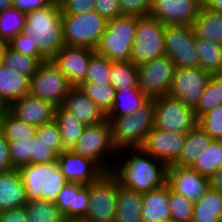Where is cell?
I'll use <instances>...</instances> for the list:
<instances>
[{
    "label": "cell",
    "mask_w": 222,
    "mask_h": 222,
    "mask_svg": "<svg viewBox=\"0 0 222 222\" xmlns=\"http://www.w3.org/2000/svg\"><path fill=\"white\" fill-rule=\"evenodd\" d=\"M23 33L32 44V57L42 62L51 59L64 46L60 3L53 1L44 9L26 13Z\"/></svg>",
    "instance_id": "obj_1"
},
{
    "label": "cell",
    "mask_w": 222,
    "mask_h": 222,
    "mask_svg": "<svg viewBox=\"0 0 222 222\" xmlns=\"http://www.w3.org/2000/svg\"><path fill=\"white\" fill-rule=\"evenodd\" d=\"M130 153V158L124 159V163L118 162L117 166L112 167L110 173L117 179L119 185L141 193L151 191L161 187L166 183L167 166L147 154L141 148L123 149Z\"/></svg>",
    "instance_id": "obj_2"
},
{
    "label": "cell",
    "mask_w": 222,
    "mask_h": 222,
    "mask_svg": "<svg viewBox=\"0 0 222 222\" xmlns=\"http://www.w3.org/2000/svg\"><path fill=\"white\" fill-rule=\"evenodd\" d=\"M106 119L110 123L112 141L118 151L141 148L154 127V99H150L131 115Z\"/></svg>",
    "instance_id": "obj_3"
},
{
    "label": "cell",
    "mask_w": 222,
    "mask_h": 222,
    "mask_svg": "<svg viewBox=\"0 0 222 222\" xmlns=\"http://www.w3.org/2000/svg\"><path fill=\"white\" fill-rule=\"evenodd\" d=\"M27 193V200L45 199L55 202L57 195L68 182L60 172L57 160L44 163H30L18 168Z\"/></svg>",
    "instance_id": "obj_4"
},
{
    "label": "cell",
    "mask_w": 222,
    "mask_h": 222,
    "mask_svg": "<svg viewBox=\"0 0 222 222\" xmlns=\"http://www.w3.org/2000/svg\"><path fill=\"white\" fill-rule=\"evenodd\" d=\"M138 18L119 16L107 20L106 30L95 52L113 62L130 61Z\"/></svg>",
    "instance_id": "obj_5"
},
{
    "label": "cell",
    "mask_w": 222,
    "mask_h": 222,
    "mask_svg": "<svg viewBox=\"0 0 222 222\" xmlns=\"http://www.w3.org/2000/svg\"><path fill=\"white\" fill-rule=\"evenodd\" d=\"M69 150L95 161L106 173L110 172L114 165L105 158L109 159L107 156L112 153L114 156L118 150L112 141L109 121L106 119L101 123L86 126L80 138Z\"/></svg>",
    "instance_id": "obj_6"
},
{
    "label": "cell",
    "mask_w": 222,
    "mask_h": 222,
    "mask_svg": "<svg viewBox=\"0 0 222 222\" xmlns=\"http://www.w3.org/2000/svg\"><path fill=\"white\" fill-rule=\"evenodd\" d=\"M64 45L96 49L107 20L95 10L79 15H62Z\"/></svg>",
    "instance_id": "obj_7"
},
{
    "label": "cell",
    "mask_w": 222,
    "mask_h": 222,
    "mask_svg": "<svg viewBox=\"0 0 222 222\" xmlns=\"http://www.w3.org/2000/svg\"><path fill=\"white\" fill-rule=\"evenodd\" d=\"M166 25L150 15L139 17L130 61L140 65L165 55L164 30Z\"/></svg>",
    "instance_id": "obj_8"
},
{
    "label": "cell",
    "mask_w": 222,
    "mask_h": 222,
    "mask_svg": "<svg viewBox=\"0 0 222 222\" xmlns=\"http://www.w3.org/2000/svg\"><path fill=\"white\" fill-rule=\"evenodd\" d=\"M198 125L193 108L181 100L164 95L154 99V127L165 131L188 133Z\"/></svg>",
    "instance_id": "obj_9"
},
{
    "label": "cell",
    "mask_w": 222,
    "mask_h": 222,
    "mask_svg": "<svg viewBox=\"0 0 222 222\" xmlns=\"http://www.w3.org/2000/svg\"><path fill=\"white\" fill-rule=\"evenodd\" d=\"M165 55L175 68L199 67L196 37L192 25H166L164 30Z\"/></svg>",
    "instance_id": "obj_10"
},
{
    "label": "cell",
    "mask_w": 222,
    "mask_h": 222,
    "mask_svg": "<svg viewBox=\"0 0 222 222\" xmlns=\"http://www.w3.org/2000/svg\"><path fill=\"white\" fill-rule=\"evenodd\" d=\"M72 87L66 76L49 59L40 65L30 79L29 93L58 107L63 104Z\"/></svg>",
    "instance_id": "obj_11"
},
{
    "label": "cell",
    "mask_w": 222,
    "mask_h": 222,
    "mask_svg": "<svg viewBox=\"0 0 222 222\" xmlns=\"http://www.w3.org/2000/svg\"><path fill=\"white\" fill-rule=\"evenodd\" d=\"M117 179L105 173L98 181L89 184V201L84 219L89 222H115Z\"/></svg>",
    "instance_id": "obj_12"
},
{
    "label": "cell",
    "mask_w": 222,
    "mask_h": 222,
    "mask_svg": "<svg viewBox=\"0 0 222 222\" xmlns=\"http://www.w3.org/2000/svg\"><path fill=\"white\" fill-rule=\"evenodd\" d=\"M174 71V63L166 55L142 63L138 65L139 87L150 99L168 95Z\"/></svg>",
    "instance_id": "obj_13"
},
{
    "label": "cell",
    "mask_w": 222,
    "mask_h": 222,
    "mask_svg": "<svg viewBox=\"0 0 222 222\" xmlns=\"http://www.w3.org/2000/svg\"><path fill=\"white\" fill-rule=\"evenodd\" d=\"M211 73L200 67L175 68L169 96L195 108L211 77Z\"/></svg>",
    "instance_id": "obj_14"
},
{
    "label": "cell",
    "mask_w": 222,
    "mask_h": 222,
    "mask_svg": "<svg viewBox=\"0 0 222 222\" xmlns=\"http://www.w3.org/2000/svg\"><path fill=\"white\" fill-rule=\"evenodd\" d=\"M186 137L187 133L165 131L153 127L147 134L141 149L168 166L179 159Z\"/></svg>",
    "instance_id": "obj_15"
},
{
    "label": "cell",
    "mask_w": 222,
    "mask_h": 222,
    "mask_svg": "<svg viewBox=\"0 0 222 222\" xmlns=\"http://www.w3.org/2000/svg\"><path fill=\"white\" fill-rule=\"evenodd\" d=\"M166 183L174 192L197 202L210 188V180L191 167L168 165Z\"/></svg>",
    "instance_id": "obj_16"
},
{
    "label": "cell",
    "mask_w": 222,
    "mask_h": 222,
    "mask_svg": "<svg viewBox=\"0 0 222 222\" xmlns=\"http://www.w3.org/2000/svg\"><path fill=\"white\" fill-rule=\"evenodd\" d=\"M201 7L202 0H152L149 15L165 25H192Z\"/></svg>",
    "instance_id": "obj_17"
},
{
    "label": "cell",
    "mask_w": 222,
    "mask_h": 222,
    "mask_svg": "<svg viewBox=\"0 0 222 222\" xmlns=\"http://www.w3.org/2000/svg\"><path fill=\"white\" fill-rule=\"evenodd\" d=\"M95 50L87 47L64 45L52 58V62L66 76L73 87L85 81L89 61Z\"/></svg>",
    "instance_id": "obj_18"
},
{
    "label": "cell",
    "mask_w": 222,
    "mask_h": 222,
    "mask_svg": "<svg viewBox=\"0 0 222 222\" xmlns=\"http://www.w3.org/2000/svg\"><path fill=\"white\" fill-rule=\"evenodd\" d=\"M60 172L68 182L89 185L98 181L106 172L93 160L64 150L57 156Z\"/></svg>",
    "instance_id": "obj_19"
},
{
    "label": "cell",
    "mask_w": 222,
    "mask_h": 222,
    "mask_svg": "<svg viewBox=\"0 0 222 222\" xmlns=\"http://www.w3.org/2000/svg\"><path fill=\"white\" fill-rule=\"evenodd\" d=\"M55 109L56 106L51 102L42 100L30 93L13 101L8 106V111L12 115L34 127L52 122Z\"/></svg>",
    "instance_id": "obj_20"
},
{
    "label": "cell",
    "mask_w": 222,
    "mask_h": 222,
    "mask_svg": "<svg viewBox=\"0 0 222 222\" xmlns=\"http://www.w3.org/2000/svg\"><path fill=\"white\" fill-rule=\"evenodd\" d=\"M89 201V185L67 182L57 195L55 204L67 219L85 218Z\"/></svg>",
    "instance_id": "obj_21"
},
{
    "label": "cell",
    "mask_w": 222,
    "mask_h": 222,
    "mask_svg": "<svg viewBox=\"0 0 222 222\" xmlns=\"http://www.w3.org/2000/svg\"><path fill=\"white\" fill-rule=\"evenodd\" d=\"M61 106L86 126L106 120V114L79 87L69 90Z\"/></svg>",
    "instance_id": "obj_22"
},
{
    "label": "cell",
    "mask_w": 222,
    "mask_h": 222,
    "mask_svg": "<svg viewBox=\"0 0 222 222\" xmlns=\"http://www.w3.org/2000/svg\"><path fill=\"white\" fill-rule=\"evenodd\" d=\"M141 218L142 222H162L171 219L167 183L142 193Z\"/></svg>",
    "instance_id": "obj_23"
},
{
    "label": "cell",
    "mask_w": 222,
    "mask_h": 222,
    "mask_svg": "<svg viewBox=\"0 0 222 222\" xmlns=\"http://www.w3.org/2000/svg\"><path fill=\"white\" fill-rule=\"evenodd\" d=\"M27 193L18 169L0 173V212L25 206Z\"/></svg>",
    "instance_id": "obj_24"
},
{
    "label": "cell",
    "mask_w": 222,
    "mask_h": 222,
    "mask_svg": "<svg viewBox=\"0 0 222 222\" xmlns=\"http://www.w3.org/2000/svg\"><path fill=\"white\" fill-rule=\"evenodd\" d=\"M142 193L127 189L118 182L115 222H142Z\"/></svg>",
    "instance_id": "obj_25"
},
{
    "label": "cell",
    "mask_w": 222,
    "mask_h": 222,
    "mask_svg": "<svg viewBox=\"0 0 222 222\" xmlns=\"http://www.w3.org/2000/svg\"><path fill=\"white\" fill-rule=\"evenodd\" d=\"M30 91V78L0 65V97L9 106Z\"/></svg>",
    "instance_id": "obj_26"
},
{
    "label": "cell",
    "mask_w": 222,
    "mask_h": 222,
    "mask_svg": "<svg viewBox=\"0 0 222 222\" xmlns=\"http://www.w3.org/2000/svg\"><path fill=\"white\" fill-rule=\"evenodd\" d=\"M150 98L140 87L118 89L114 95V102L106 118H117L131 115L138 108L145 105Z\"/></svg>",
    "instance_id": "obj_27"
},
{
    "label": "cell",
    "mask_w": 222,
    "mask_h": 222,
    "mask_svg": "<svg viewBox=\"0 0 222 222\" xmlns=\"http://www.w3.org/2000/svg\"><path fill=\"white\" fill-rule=\"evenodd\" d=\"M212 139L198 124L187 133L186 141L179 153V159L174 165L191 167L199 156L205 151Z\"/></svg>",
    "instance_id": "obj_28"
},
{
    "label": "cell",
    "mask_w": 222,
    "mask_h": 222,
    "mask_svg": "<svg viewBox=\"0 0 222 222\" xmlns=\"http://www.w3.org/2000/svg\"><path fill=\"white\" fill-rule=\"evenodd\" d=\"M192 27L196 38L206 39L222 45V12L201 7Z\"/></svg>",
    "instance_id": "obj_29"
},
{
    "label": "cell",
    "mask_w": 222,
    "mask_h": 222,
    "mask_svg": "<svg viewBox=\"0 0 222 222\" xmlns=\"http://www.w3.org/2000/svg\"><path fill=\"white\" fill-rule=\"evenodd\" d=\"M191 222H222V194L209 188L195 202Z\"/></svg>",
    "instance_id": "obj_30"
},
{
    "label": "cell",
    "mask_w": 222,
    "mask_h": 222,
    "mask_svg": "<svg viewBox=\"0 0 222 222\" xmlns=\"http://www.w3.org/2000/svg\"><path fill=\"white\" fill-rule=\"evenodd\" d=\"M54 121L56 122L61 140L66 150H69L82 135L86 125L80 122L62 106L55 109Z\"/></svg>",
    "instance_id": "obj_31"
},
{
    "label": "cell",
    "mask_w": 222,
    "mask_h": 222,
    "mask_svg": "<svg viewBox=\"0 0 222 222\" xmlns=\"http://www.w3.org/2000/svg\"><path fill=\"white\" fill-rule=\"evenodd\" d=\"M199 67L212 75L222 73V45L206 39L196 38Z\"/></svg>",
    "instance_id": "obj_32"
},
{
    "label": "cell",
    "mask_w": 222,
    "mask_h": 222,
    "mask_svg": "<svg viewBox=\"0 0 222 222\" xmlns=\"http://www.w3.org/2000/svg\"><path fill=\"white\" fill-rule=\"evenodd\" d=\"M28 222H63L64 216L55 202L45 199L28 201L25 204Z\"/></svg>",
    "instance_id": "obj_33"
},
{
    "label": "cell",
    "mask_w": 222,
    "mask_h": 222,
    "mask_svg": "<svg viewBox=\"0 0 222 222\" xmlns=\"http://www.w3.org/2000/svg\"><path fill=\"white\" fill-rule=\"evenodd\" d=\"M222 167V140H212L208 148L191 166L208 179Z\"/></svg>",
    "instance_id": "obj_34"
},
{
    "label": "cell",
    "mask_w": 222,
    "mask_h": 222,
    "mask_svg": "<svg viewBox=\"0 0 222 222\" xmlns=\"http://www.w3.org/2000/svg\"><path fill=\"white\" fill-rule=\"evenodd\" d=\"M42 63L43 62L39 58L24 55L10 49L8 46L4 51L2 59L3 65L30 79L38 71Z\"/></svg>",
    "instance_id": "obj_35"
},
{
    "label": "cell",
    "mask_w": 222,
    "mask_h": 222,
    "mask_svg": "<svg viewBox=\"0 0 222 222\" xmlns=\"http://www.w3.org/2000/svg\"><path fill=\"white\" fill-rule=\"evenodd\" d=\"M110 84L116 89L139 87L138 65L132 61L112 62Z\"/></svg>",
    "instance_id": "obj_36"
},
{
    "label": "cell",
    "mask_w": 222,
    "mask_h": 222,
    "mask_svg": "<svg viewBox=\"0 0 222 222\" xmlns=\"http://www.w3.org/2000/svg\"><path fill=\"white\" fill-rule=\"evenodd\" d=\"M78 87L105 114L110 111L116 92L111 84L82 82Z\"/></svg>",
    "instance_id": "obj_37"
},
{
    "label": "cell",
    "mask_w": 222,
    "mask_h": 222,
    "mask_svg": "<svg viewBox=\"0 0 222 222\" xmlns=\"http://www.w3.org/2000/svg\"><path fill=\"white\" fill-rule=\"evenodd\" d=\"M36 128L17 119L9 111L0 117V133L8 141L32 138L36 135Z\"/></svg>",
    "instance_id": "obj_38"
},
{
    "label": "cell",
    "mask_w": 222,
    "mask_h": 222,
    "mask_svg": "<svg viewBox=\"0 0 222 222\" xmlns=\"http://www.w3.org/2000/svg\"><path fill=\"white\" fill-rule=\"evenodd\" d=\"M25 22L26 13L15 7L0 12V41L8 43L22 33Z\"/></svg>",
    "instance_id": "obj_39"
},
{
    "label": "cell",
    "mask_w": 222,
    "mask_h": 222,
    "mask_svg": "<svg viewBox=\"0 0 222 222\" xmlns=\"http://www.w3.org/2000/svg\"><path fill=\"white\" fill-rule=\"evenodd\" d=\"M222 105V75H211L197 106L194 108L198 119L205 113Z\"/></svg>",
    "instance_id": "obj_40"
},
{
    "label": "cell",
    "mask_w": 222,
    "mask_h": 222,
    "mask_svg": "<svg viewBox=\"0 0 222 222\" xmlns=\"http://www.w3.org/2000/svg\"><path fill=\"white\" fill-rule=\"evenodd\" d=\"M112 62L105 56L94 53L89 61V66L84 82L110 84Z\"/></svg>",
    "instance_id": "obj_41"
},
{
    "label": "cell",
    "mask_w": 222,
    "mask_h": 222,
    "mask_svg": "<svg viewBox=\"0 0 222 222\" xmlns=\"http://www.w3.org/2000/svg\"><path fill=\"white\" fill-rule=\"evenodd\" d=\"M194 205L195 203L188 198L169 188V207L172 220L175 222H191Z\"/></svg>",
    "instance_id": "obj_42"
},
{
    "label": "cell",
    "mask_w": 222,
    "mask_h": 222,
    "mask_svg": "<svg viewBox=\"0 0 222 222\" xmlns=\"http://www.w3.org/2000/svg\"><path fill=\"white\" fill-rule=\"evenodd\" d=\"M8 148L10 160L14 169L32 163V138L8 141Z\"/></svg>",
    "instance_id": "obj_43"
},
{
    "label": "cell",
    "mask_w": 222,
    "mask_h": 222,
    "mask_svg": "<svg viewBox=\"0 0 222 222\" xmlns=\"http://www.w3.org/2000/svg\"><path fill=\"white\" fill-rule=\"evenodd\" d=\"M198 124L212 140H222V105L203 114Z\"/></svg>",
    "instance_id": "obj_44"
},
{
    "label": "cell",
    "mask_w": 222,
    "mask_h": 222,
    "mask_svg": "<svg viewBox=\"0 0 222 222\" xmlns=\"http://www.w3.org/2000/svg\"><path fill=\"white\" fill-rule=\"evenodd\" d=\"M36 136L46 144L50 145V148H52V150L58 155L66 150L62 143L58 126L54 120L38 126L36 128Z\"/></svg>",
    "instance_id": "obj_45"
},
{
    "label": "cell",
    "mask_w": 222,
    "mask_h": 222,
    "mask_svg": "<svg viewBox=\"0 0 222 222\" xmlns=\"http://www.w3.org/2000/svg\"><path fill=\"white\" fill-rule=\"evenodd\" d=\"M122 16H149L152 0H118Z\"/></svg>",
    "instance_id": "obj_46"
},
{
    "label": "cell",
    "mask_w": 222,
    "mask_h": 222,
    "mask_svg": "<svg viewBox=\"0 0 222 222\" xmlns=\"http://www.w3.org/2000/svg\"><path fill=\"white\" fill-rule=\"evenodd\" d=\"M33 154L32 163L44 164L57 160L58 154L50 148V145L43 142L36 135L32 137Z\"/></svg>",
    "instance_id": "obj_47"
},
{
    "label": "cell",
    "mask_w": 222,
    "mask_h": 222,
    "mask_svg": "<svg viewBox=\"0 0 222 222\" xmlns=\"http://www.w3.org/2000/svg\"><path fill=\"white\" fill-rule=\"evenodd\" d=\"M62 15L86 14L95 9V0H59Z\"/></svg>",
    "instance_id": "obj_48"
},
{
    "label": "cell",
    "mask_w": 222,
    "mask_h": 222,
    "mask_svg": "<svg viewBox=\"0 0 222 222\" xmlns=\"http://www.w3.org/2000/svg\"><path fill=\"white\" fill-rule=\"evenodd\" d=\"M94 10L106 20L122 16L118 0H95Z\"/></svg>",
    "instance_id": "obj_49"
},
{
    "label": "cell",
    "mask_w": 222,
    "mask_h": 222,
    "mask_svg": "<svg viewBox=\"0 0 222 222\" xmlns=\"http://www.w3.org/2000/svg\"><path fill=\"white\" fill-rule=\"evenodd\" d=\"M52 2V0H14L13 7L24 13H28L34 10L44 9Z\"/></svg>",
    "instance_id": "obj_50"
},
{
    "label": "cell",
    "mask_w": 222,
    "mask_h": 222,
    "mask_svg": "<svg viewBox=\"0 0 222 222\" xmlns=\"http://www.w3.org/2000/svg\"><path fill=\"white\" fill-rule=\"evenodd\" d=\"M7 46L14 51L32 57V44L26 39V35L23 32L11 39Z\"/></svg>",
    "instance_id": "obj_51"
},
{
    "label": "cell",
    "mask_w": 222,
    "mask_h": 222,
    "mask_svg": "<svg viewBox=\"0 0 222 222\" xmlns=\"http://www.w3.org/2000/svg\"><path fill=\"white\" fill-rule=\"evenodd\" d=\"M0 222H28L25 206L1 211Z\"/></svg>",
    "instance_id": "obj_52"
},
{
    "label": "cell",
    "mask_w": 222,
    "mask_h": 222,
    "mask_svg": "<svg viewBox=\"0 0 222 222\" xmlns=\"http://www.w3.org/2000/svg\"><path fill=\"white\" fill-rule=\"evenodd\" d=\"M14 169L9 156L8 140L0 133V173Z\"/></svg>",
    "instance_id": "obj_53"
},
{
    "label": "cell",
    "mask_w": 222,
    "mask_h": 222,
    "mask_svg": "<svg viewBox=\"0 0 222 222\" xmlns=\"http://www.w3.org/2000/svg\"><path fill=\"white\" fill-rule=\"evenodd\" d=\"M210 188L222 194V167L210 178Z\"/></svg>",
    "instance_id": "obj_54"
},
{
    "label": "cell",
    "mask_w": 222,
    "mask_h": 222,
    "mask_svg": "<svg viewBox=\"0 0 222 222\" xmlns=\"http://www.w3.org/2000/svg\"><path fill=\"white\" fill-rule=\"evenodd\" d=\"M202 7L222 12V0H202Z\"/></svg>",
    "instance_id": "obj_55"
},
{
    "label": "cell",
    "mask_w": 222,
    "mask_h": 222,
    "mask_svg": "<svg viewBox=\"0 0 222 222\" xmlns=\"http://www.w3.org/2000/svg\"><path fill=\"white\" fill-rule=\"evenodd\" d=\"M14 0H0V12L13 7Z\"/></svg>",
    "instance_id": "obj_56"
},
{
    "label": "cell",
    "mask_w": 222,
    "mask_h": 222,
    "mask_svg": "<svg viewBox=\"0 0 222 222\" xmlns=\"http://www.w3.org/2000/svg\"><path fill=\"white\" fill-rule=\"evenodd\" d=\"M8 111V105L0 97V117Z\"/></svg>",
    "instance_id": "obj_57"
},
{
    "label": "cell",
    "mask_w": 222,
    "mask_h": 222,
    "mask_svg": "<svg viewBox=\"0 0 222 222\" xmlns=\"http://www.w3.org/2000/svg\"><path fill=\"white\" fill-rule=\"evenodd\" d=\"M6 47H7V43L0 41V65L2 64L3 54Z\"/></svg>",
    "instance_id": "obj_58"
},
{
    "label": "cell",
    "mask_w": 222,
    "mask_h": 222,
    "mask_svg": "<svg viewBox=\"0 0 222 222\" xmlns=\"http://www.w3.org/2000/svg\"><path fill=\"white\" fill-rule=\"evenodd\" d=\"M64 222H89L88 220L81 218V219H67L64 218Z\"/></svg>",
    "instance_id": "obj_59"
},
{
    "label": "cell",
    "mask_w": 222,
    "mask_h": 222,
    "mask_svg": "<svg viewBox=\"0 0 222 222\" xmlns=\"http://www.w3.org/2000/svg\"><path fill=\"white\" fill-rule=\"evenodd\" d=\"M162 222H175L174 220L170 219V220H164Z\"/></svg>",
    "instance_id": "obj_60"
}]
</instances>
